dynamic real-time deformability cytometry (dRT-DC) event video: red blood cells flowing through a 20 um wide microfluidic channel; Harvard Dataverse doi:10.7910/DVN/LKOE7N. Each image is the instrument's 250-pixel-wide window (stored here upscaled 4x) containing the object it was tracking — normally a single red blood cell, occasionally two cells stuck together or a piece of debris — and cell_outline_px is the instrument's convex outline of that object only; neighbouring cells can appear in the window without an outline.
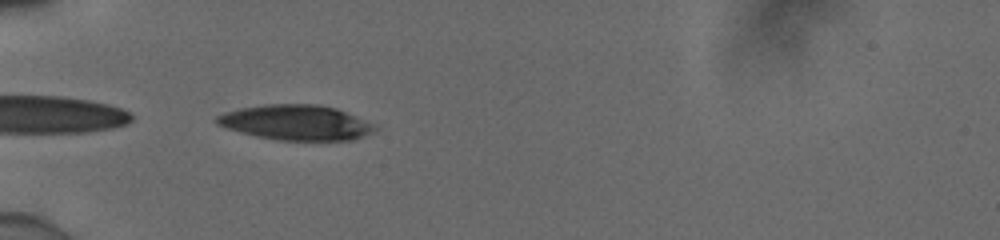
{"species": "human", "species_latin": "Homo sapiens", "temperature_condition": "cold", "stored_images_in_passage": 37, "camera_frame_rate_fps": 3000, "um_per_image_px": 0.085, "donor": {"sex": "male"}, "frame": {"image": 1, "passage_image": 1, "time_ms": 0.0, "image_size_px": [1000, 240], "cell_outline_px": [[380, 128], [376, 132], [352, 140], [280, 140], [256, 136], [240, 132], [216, 124], [212, 120], [216, 116], [224, 112], [240, 108], [268, 104], [316, 104], [336, 108], [376, 124]], "centroid_in_image_um": [25.2, 10.41], "position_along_channel_um": 59.8, "area_um2": 32.6}}
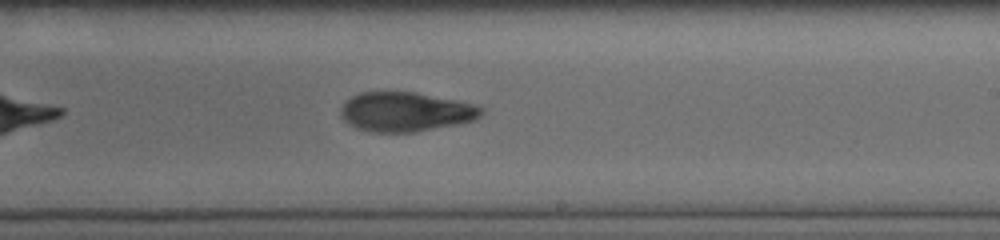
{"frame": {"image": 2, "passage_image": 17, "time_ms": 5.333, "image_size_px": [1000, 240], "cell_outline_px": [[484, 112], [476, 120], [416, 132], [368, 132], [356, 128], [344, 120], [340, 112], [340, 108], [352, 96], [360, 92], [416, 92], [456, 100], [472, 104], [484, 108]], "centroid_in_image_um": [34.48, 9.51], "position_along_channel_um": 254.5, "area_um2": 32.25}}
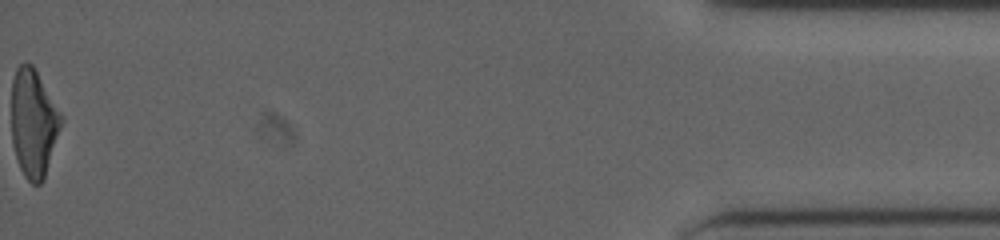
{"frame": {"image": 3, "passage_image": 37, "time_ms": 12.0, "image_size_px": [1000, 240], "cell_outline_px": [[64, 120], [44, 180], [40, 184], [32, 184], [24, 176], [20, 168], [12, 144], [12, 80], [16, 68], [20, 64], [32, 64], [60, 112]], "centroid_in_image_um": [2.85, 10.5], "position_along_channel_um": 432.3, "area_um2": 31.21}, "authors_computed_cell_mechanics": {"area_um2": 32.5992, "velocity_mm_per_s": 3.8992, "shape_relaxation_time_tau1_ms": 5.4961, "shape_relaxation_time_tau2_ms": 4.2509, "deformation_change_tau1": 0.1809, "deformation_change_tau2": 0.1226}}